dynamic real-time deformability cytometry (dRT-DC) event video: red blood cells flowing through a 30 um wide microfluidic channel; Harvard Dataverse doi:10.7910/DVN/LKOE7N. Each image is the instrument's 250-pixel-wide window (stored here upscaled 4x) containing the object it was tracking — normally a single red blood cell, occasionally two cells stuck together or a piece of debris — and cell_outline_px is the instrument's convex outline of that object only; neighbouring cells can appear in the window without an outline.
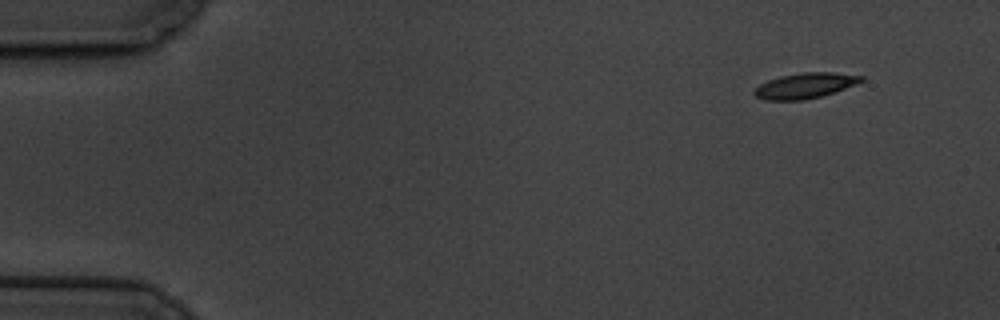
{"species": "common noctule bat (a hibernating species)", "species_latin": "Nyctalus noctula", "temperature_condition": "cold", "stored_images_in_passage": 8, "camera_frame_rate_fps": 3000, "um_per_image_px": 0.085, "animal": {"sex": "male", "body_mass_g": 19.5, "forearm_length_mm": 54.6}, "frame": {"image": 1, "passage_image": 1, "time_ms": 0.0, "image_size_px": [1000, 320], "cell_outline_px": [[864, 80], [856, 84], [820, 96], [804, 100], [764, 100], [756, 96], [752, 92], [760, 84], [768, 80], [780, 76], [800, 72], [832, 72], [864, 76]], "centroid_in_image_um": [68.4, 7.27], "position_along_channel_um": 16.6, "area_um2": 15.72}}
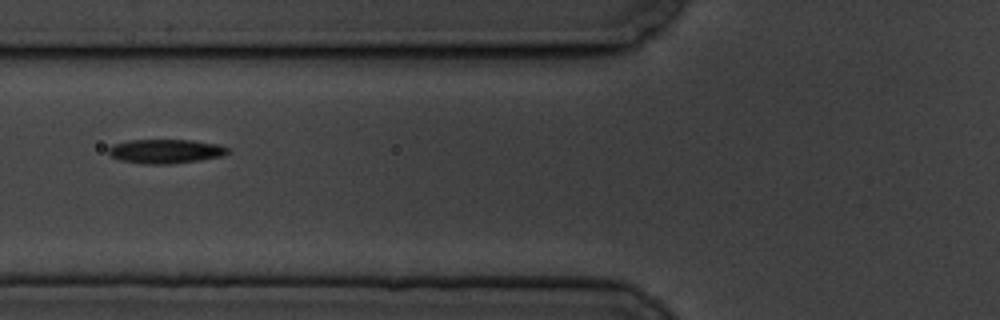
{"frame": {"image": 2, "passage_image": 6, "time_ms": 6.0, "image_size_px": [1000, 320], "cell_outline_px": [[228, 152], [220, 156], [200, 160], [168, 164], [144, 164], [120, 160], [108, 156], [108, 148], [112, 144], [128, 140], [192, 140], [220, 144], [228, 148]], "centroid_in_image_um": [14.02, 12.85], "position_along_channel_um": 111.8, "area_um2": 16.88}}
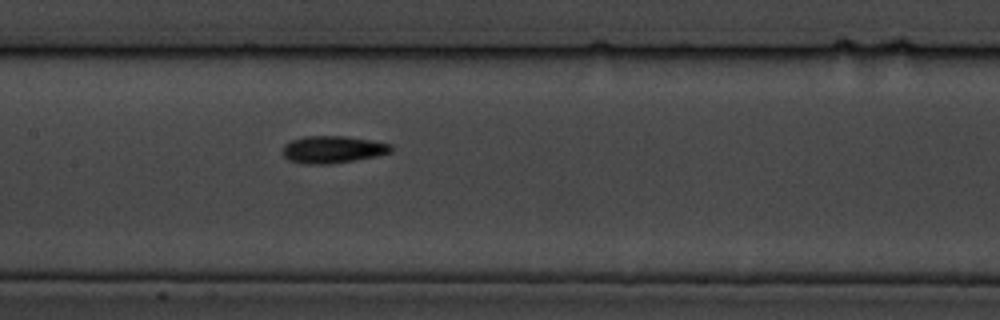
{"frame": {"image": 3, "passage_image": 8, "time_ms": 8.0, "image_size_px": [1000, 320], "cell_outline_px": [[392, 152], [376, 156], [328, 164], [300, 164], [288, 160], [280, 152], [284, 144], [292, 140], [304, 136], [348, 136], [372, 140], [392, 144]], "centroid_in_image_um": [28.24, 12.7], "position_along_channel_um": 179.2, "area_um2": 17.4}}